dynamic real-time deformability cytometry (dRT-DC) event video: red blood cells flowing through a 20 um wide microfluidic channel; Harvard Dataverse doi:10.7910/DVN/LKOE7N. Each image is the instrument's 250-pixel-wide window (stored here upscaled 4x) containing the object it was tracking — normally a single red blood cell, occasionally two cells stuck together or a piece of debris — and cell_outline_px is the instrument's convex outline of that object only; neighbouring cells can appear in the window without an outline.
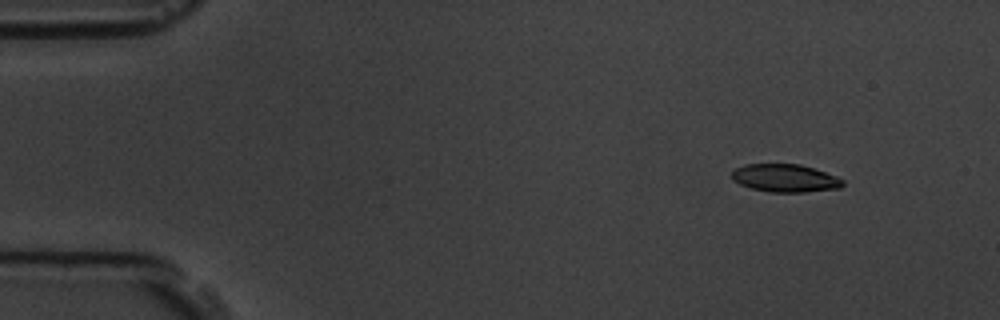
{"species": "common noctule bat (a hibernating species)", "species_latin": "Nyctalus noctula", "temperature_condition": "room temperature", "stored_images_in_passage": 5, "camera_frame_rate_fps": 3000, "um_per_image_px": 0.085, "animal": {"sex": "male", "body_mass_g": 19.5, "forearm_length_mm": 54.6}, "frame": {"image": 1, "passage_image": 2, "time_ms": 1.0, "image_size_px": [1000, 320], "cell_outline_px": [[844, 184], [840, 188], [804, 192], [768, 192], [752, 188], [740, 184], [732, 180], [732, 172], [736, 168], [744, 164], [800, 164], [836, 176], [844, 180]], "centroid_in_image_um": [66.72, 15.14], "position_along_channel_um": 18.3, "area_um2": 17.98}}
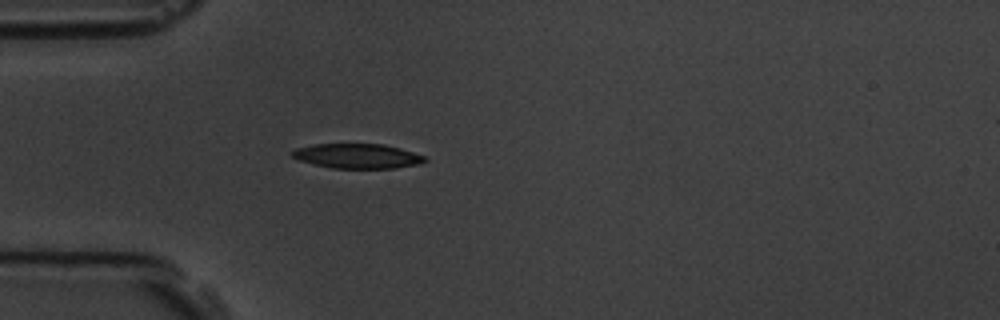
{"frame": {"image": 2, "passage_image": 5, "time_ms": 4.333, "image_size_px": [1000, 320], "cell_outline_px": [[428, 160], [420, 164], [396, 168], [332, 168], [312, 164], [300, 160], [292, 156], [292, 152], [296, 148], [316, 144], [384, 144], [400, 148], [424, 156]], "centroid_in_image_um": [30.4, 13.27], "position_along_channel_um": 54.6, "area_um2": 19.02}}